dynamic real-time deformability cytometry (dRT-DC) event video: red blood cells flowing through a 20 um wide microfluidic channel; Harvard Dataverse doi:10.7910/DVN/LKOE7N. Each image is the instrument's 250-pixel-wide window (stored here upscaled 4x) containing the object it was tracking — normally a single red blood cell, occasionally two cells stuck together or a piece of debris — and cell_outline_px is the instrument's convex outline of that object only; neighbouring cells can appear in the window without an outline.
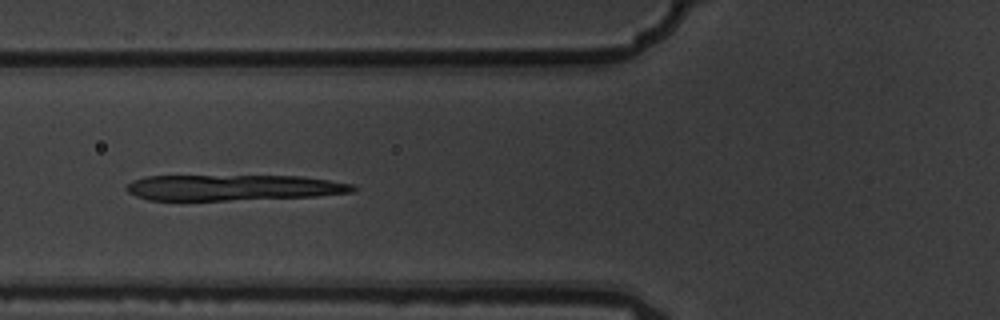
{"species": "common noctule bat (a hibernating species)", "species_latin": "Nyctalus noctula", "temperature_condition": "warm", "stored_images_in_passage": 8, "camera_frame_rate_fps": 3000, "um_per_image_px": 0.085, "animal": {"sex": "male", "body_mass_g": 19.5, "forearm_length_mm": 54.6}, "frame": {"image": 1, "passage_image": 6, "time_ms": 1.667, "image_size_px": [1000, 320], "cell_outline_px": [[360, 188], [352, 192], [316, 196], [228, 200], [148, 200], [136, 196], [128, 192], [124, 188], [132, 180], [148, 176], [300, 176], [328, 180], [352, 184]], "centroid_in_image_um": [19.81, 15.94], "position_along_channel_um": 106.0, "area_um2": 33.99}}